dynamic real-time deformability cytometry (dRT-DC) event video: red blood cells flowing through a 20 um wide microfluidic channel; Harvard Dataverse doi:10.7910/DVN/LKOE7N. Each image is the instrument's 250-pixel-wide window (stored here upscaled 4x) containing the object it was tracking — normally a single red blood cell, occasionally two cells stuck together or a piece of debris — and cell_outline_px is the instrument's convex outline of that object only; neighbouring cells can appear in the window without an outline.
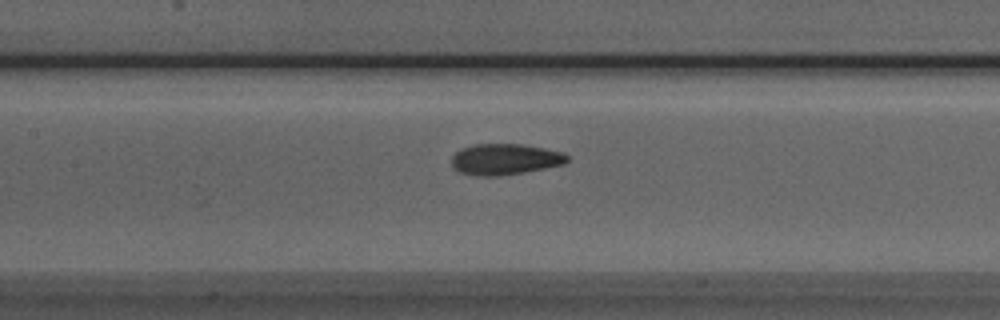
{"species": "Egyptian fruit bat (a non-hibernating species)", "species_latin": "Rousettus aegyptiacus", "temperature_condition": "room temperature", "stored_images_in_passage": 39, "camera_frame_rate_fps": 3000, "um_per_image_px": 0.085, "animal": {"sex": "male"}, "frame": {"image": 1, "passage_image": 11, "time_ms": 3.333, "image_size_px": [1000, 320], "cell_outline_px": [[568, 160], [564, 164], [524, 172], [500, 176], [476, 176], [460, 172], [452, 168], [452, 156], [460, 148], [476, 144], [520, 144], [544, 148], [564, 152], [568, 156]], "centroid_in_image_um": [42.9, 13.54], "position_along_channel_um": 164.5, "area_um2": 20.98}}
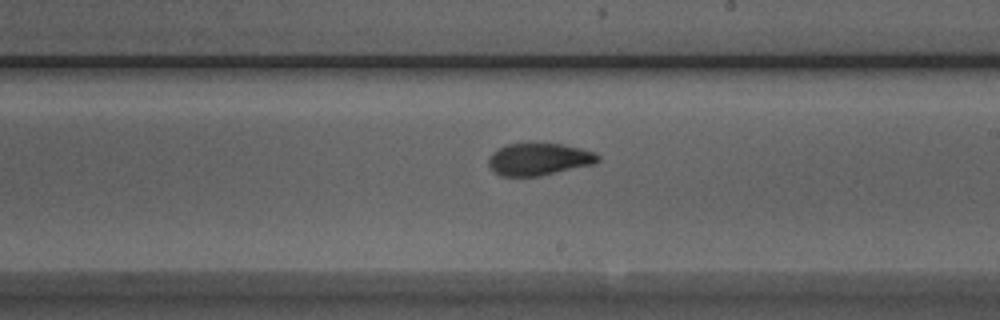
{"frame": {"image": 2, "passage_image": 17, "time_ms": 5.333, "image_size_px": [1000, 320], "cell_outline_px": [[600, 160], [596, 164], [540, 176], [500, 176], [488, 164], [488, 156], [492, 152], [508, 144], [560, 144], [580, 148], [596, 152], [600, 156]], "centroid_in_image_um": [45.85, 13.54], "position_along_channel_um": 243.1, "area_um2": 20.52}}
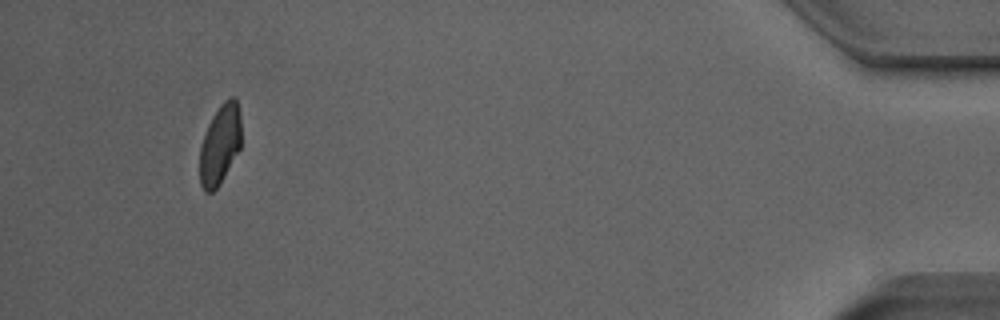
{"frame": {"image": 3, "passage_image": 36, "time_ms": 11.667, "image_size_px": [1000, 320], "cell_outline_px": [[240, 148], [220, 184], [212, 192], [204, 192], [200, 184], [200, 148], [208, 124], [212, 116], [220, 104], [224, 100], [232, 96], [236, 96], [240, 112]], "centroid_in_image_um": [18.7, 12.26], "position_along_channel_um": 416.5, "area_um2": 19.31}, "authors_computed_cell_mechanics": {"area_um2": 20.6346, "velocity_mm_per_s": 3.9519, "shape_relaxation_time_tau1_ms": 4.468, "shape_relaxation_time_tau2_ms": 1.6632, "deformation_change_tau1": 0.1397, "deformation_change_tau2": 0.0814}}